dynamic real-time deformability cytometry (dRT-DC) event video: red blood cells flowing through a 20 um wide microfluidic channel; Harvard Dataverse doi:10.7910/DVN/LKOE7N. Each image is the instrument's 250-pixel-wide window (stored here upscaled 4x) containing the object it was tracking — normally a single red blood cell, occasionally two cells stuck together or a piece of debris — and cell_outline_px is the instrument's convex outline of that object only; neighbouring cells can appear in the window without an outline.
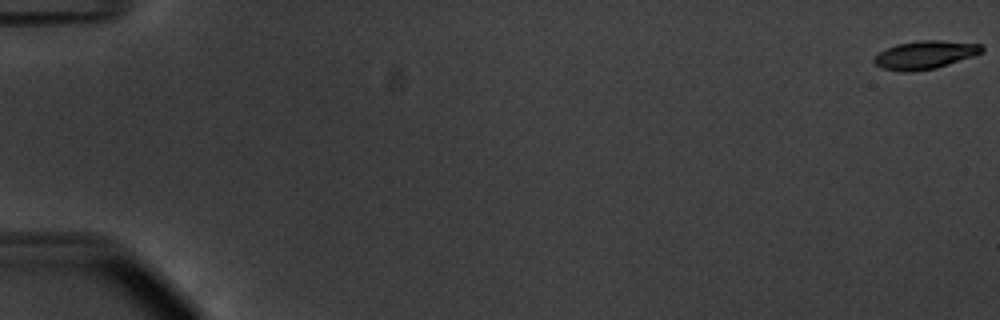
{"species": "common noctule bat (a hibernating species)", "species_latin": "Nyctalus noctula", "temperature_condition": "warm", "stored_images_in_passage": 56, "camera_frame_rate_fps": 3000, "um_per_image_px": 0.085, "animal": {"sex": "male", "body_mass_g": 20.1, "forearm_length_mm": 53.5}, "frame": {"image": 1, "passage_image": 1, "time_ms": 0.0, "image_size_px": [1000, 320], "cell_outline_px": [[984, 52], [936, 68], [912, 72], [904, 72], [884, 68], [876, 64], [872, 60], [880, 52], [896, 44], [920, 40], [940, 40], [980, 44], [984, 48]], "centroid_in_image_um": [78.64, 4.66], "position_along_channel_um": 6.4, "area_um2": 17.51}}
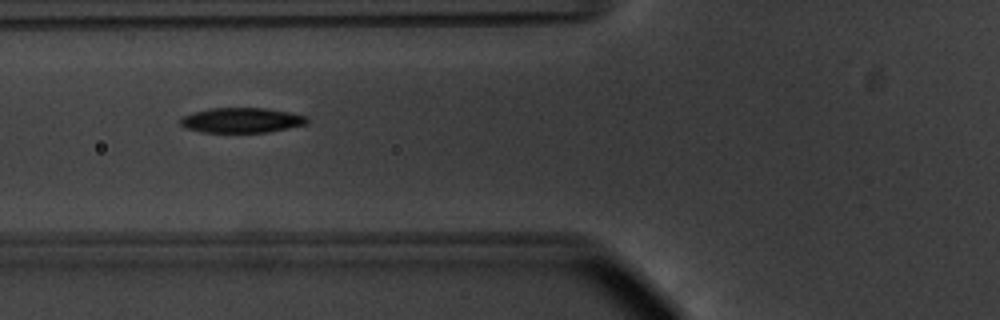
{"frame": {"image": 2, "passage_image": 23, "time_ms": 7.333, "image_size_px": [1000, 320], "cell_outline_px": [[308, 124], [268, 132], [200, 132], [184, 128], [180, 124], [180, 116], [212, 108], [264, 108], [288, 112], [308, 116]], "centroid_in_image_um": [20.53, 10.22], "position_along_channel_um": 105.3, "area_um2": 18.5}}
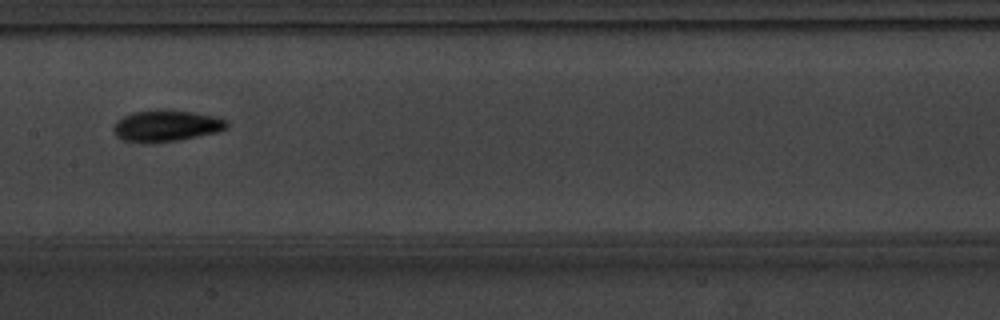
{"frame": {"image": 3, "passage_image": 30, "time_ms": 9.667, "image_size_px": [1000, 320], "cell_outline_px": [[228, 128], [216, 132], [180, 140], [120, 140], [116, 136], [112, 128], [116, 120], [132, 112], [192, 112], [212, 116], [224, 120], [228, 124]], "centroid_in_image_um": [14.12, 10.7], "position_along_channel_um": 193.3, "area_um2": 19.36}, "authors_computed_cell_mechanics": {"area_um2": 18.8139, "velocity_mm_per_s": 3.7476, "shape_relaxation_time_tau1_ms": 3.2505, "shape_relaxation_time_tau2_ms": 3.1128, "deformation_change_tau1": 0.1527, "deformation_change_tau2": 0.0847}}